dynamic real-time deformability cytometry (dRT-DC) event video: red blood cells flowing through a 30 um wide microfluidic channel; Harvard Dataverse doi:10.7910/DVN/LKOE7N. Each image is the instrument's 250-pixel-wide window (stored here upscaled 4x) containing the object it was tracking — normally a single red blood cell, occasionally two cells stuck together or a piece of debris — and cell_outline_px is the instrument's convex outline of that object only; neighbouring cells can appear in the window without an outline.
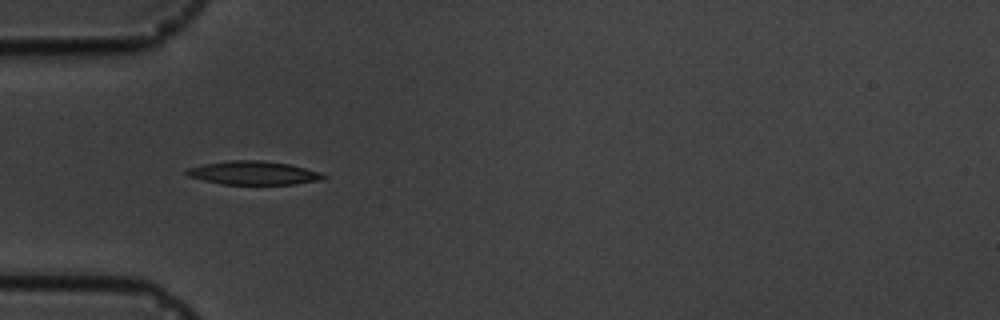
{"species": "common noctule bat (a hibernating species)", "species_latin": "Nyctalus noctula", "temperature_condition": "cold", "stored_images_in_passage": 5, "camera_frame_rate_fps": 3000, "um_per_image_px": 0.085, "animal": {"sex": "male", "body_mass_g": 19.5, "forearm_length_mm": 54.6}, "frame": {"image": 1, "passage_image": 4, "time_ms": 4.333, "image_size_px": [1000, 320], "cell_outline_px": [[328, 176], [320, 180], [296, 184], [220, 184], [188, 176], [184, 172], [184, 168], [204, 164], [232, 160], [260, 160], [288, 164], [320, 172]], "centroid_in_image_um": [21.51, 14.7], "position_along_channel_um": 63.5, "area_um2": 18.73}}
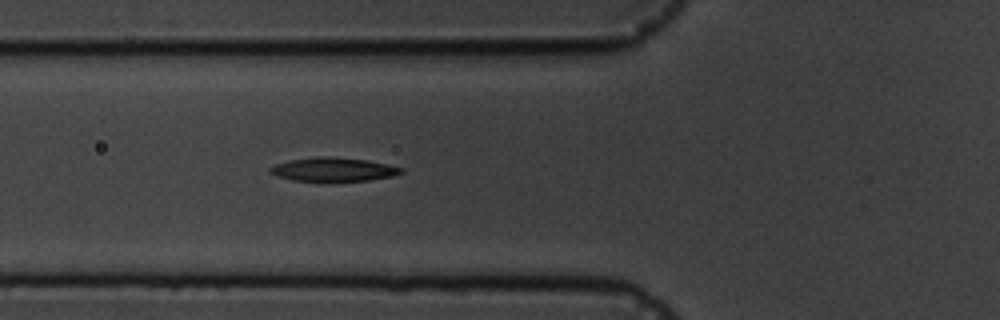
{"frame": {"image": 2, "passage_image": 5, "time_ms": 5.333, "image_size_px": [1000, 320], "cell_outline_px": [[404, 172], [392, 176], [368, 180], [332, 184], [292, 180], [276, 176], [268, 172], [268, 168], [276, 164], [288, 160], [320, 156], [328, 156], [368, 160], [388, 164], [404, 168]], "centroid_in_image_um": [28.31, 14.44], "position_along_channel_um": 97.5, "area_um2": 19.07}}